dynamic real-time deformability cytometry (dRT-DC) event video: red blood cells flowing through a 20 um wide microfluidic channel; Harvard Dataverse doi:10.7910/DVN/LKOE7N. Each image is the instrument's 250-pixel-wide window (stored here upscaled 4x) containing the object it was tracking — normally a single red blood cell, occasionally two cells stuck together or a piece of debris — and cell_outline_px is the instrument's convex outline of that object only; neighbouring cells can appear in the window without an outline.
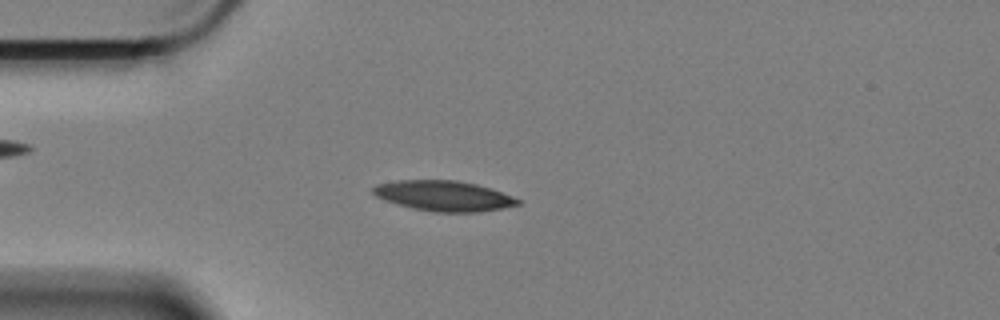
{"species": "Egyptian fruit bat (a non-hibernating species)", "species_latin": "Rousettus aegyptiacus", "temperature_condition": "cold", "stored_images_in_passage": 58, "camera_frame_rate_fps": 3000, "um_per_image_px": 0.085, "animal": {"sex": "female"}, "frame": {"image": 1, "passage_image": 14, "time_ms": 4.333, "image_size_px": [1000, 320], "cell_outline_px": [[520, 204], [504, 208], [480, 212], [432, 212], [412, 208], [396, 204], [384, 200], [376, 196], [372, 192], [372, 188], [376, 184], [400, 180], [456, 180], [476, 184], [492, 188], [512, 196], [520, 200]], "centroid_in_image_um": [37.72, 16.65], "position_along_channel_um": 47.3, "area_um2": 25.72}}
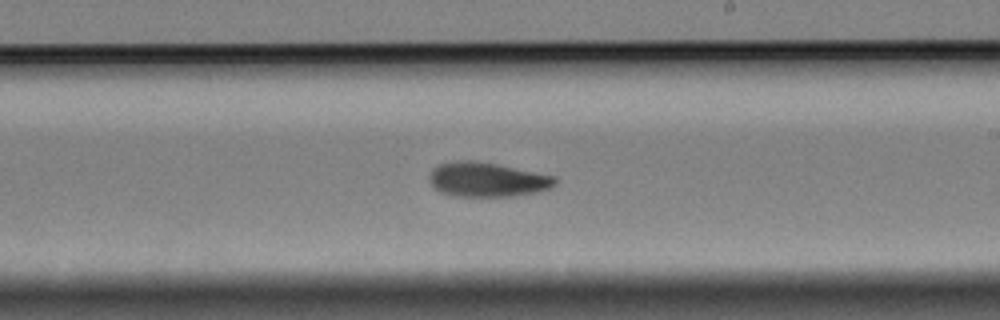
{"frame": {"image": 2, "passage_image": 33, "time_ms": 10.667, "image_size_px": [1000, 320], "cell_outline_px": [[560, 180], [552, 188], [536, 192], [516, 196], [452, 196], [440, 192], [428, 180], [428, 176], [432, 168], [440, 164], [468, 160], [496, 164], [556, 176]], "centroid_in_image_um": [41.45, 15.28], "position_along_channel_um": 247.6, "area_um2": 25.26}}
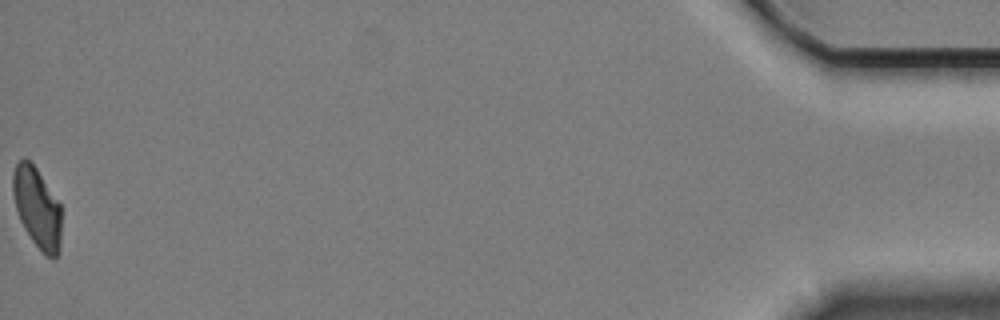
{"frame": {"image": 3, "passage_image": 58, "time_ms": 19.0, "image_size_px": [1000, 320], "cell_outline_px": [[60, 252], [52, 260], [44, 256], [32, 240], [24, 228], [20, 220], [16, 208], [12, 192], [12, 172], [16, 164], [24, 156], [36, 168], [60, 204]], "centroid_in_image_um": [3.14, 17.69], "position_along_channel_um": 432.1, "area_um2": 22.77}, "authors_computed_cell_mechanics": {"area_um2": 24.7962, "velocity_mm_per_s": 3.3731, "shape_relaxation_time_tau1_ms": 4.0948, "shape_relaxation_time_tau2_ms": null, "deformation_change_tau1": 0.1292, "deformation_change_tau2": null}}